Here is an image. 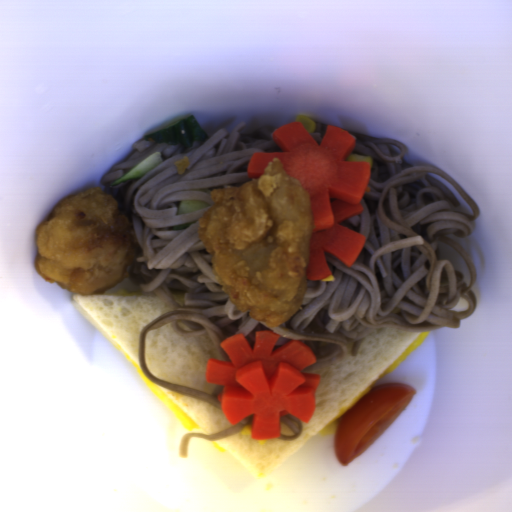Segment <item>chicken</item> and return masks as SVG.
Instances as JSON below:
<instances>
[{
	"instance_id": "ae283196",
	"label": "chicken",
	"mask_w": 512,
	"mask_h": 512,
	"mask_svg": "<svg viewBox=\"0 0 512 512\" xmlns=\"http://www.w3.org/2000/svg\"><path fill=\"white\" fill-rule=\"evenodd\" d=\"M211 199L198 234L221 290L248 317L281 326L306 292L310 192L274 158L257 179L213 189Z\"/></svg>"
},
{
	"instance_id": "52989762",
	"label": "chicken",
	"mask_w": 512,
	"mask_h": 512,
	"mask_svg": "<svg viewBox=\"0 0 512 512\" xmlns=\"http://www.w3.org/2000/svg\"><path fill=\"white\" fill-rule=\"evenodd\" d=\"M34 269L77 295H102L125 282L140 250L116 197L98 187L62 199L35 227Z\"/></svg>"
},
{
	"instance_id": "694c0efe",
	"label": "chicken",
	"mask_w": 512,
	"mask_h": 512,
	"mask_svg": "<svg viewBox=\"0 0 512 512\" xmlns=\"http://www.w3.org/2000/svg\"><path fill=\"white\" fill-rule=\"evenodd\" d=\"M173 164L177 170L178 175H182L186 171V168L189 167V158L188 156L183 155L180 160L175 161Z\"/></svg>"
}]
</instances>
